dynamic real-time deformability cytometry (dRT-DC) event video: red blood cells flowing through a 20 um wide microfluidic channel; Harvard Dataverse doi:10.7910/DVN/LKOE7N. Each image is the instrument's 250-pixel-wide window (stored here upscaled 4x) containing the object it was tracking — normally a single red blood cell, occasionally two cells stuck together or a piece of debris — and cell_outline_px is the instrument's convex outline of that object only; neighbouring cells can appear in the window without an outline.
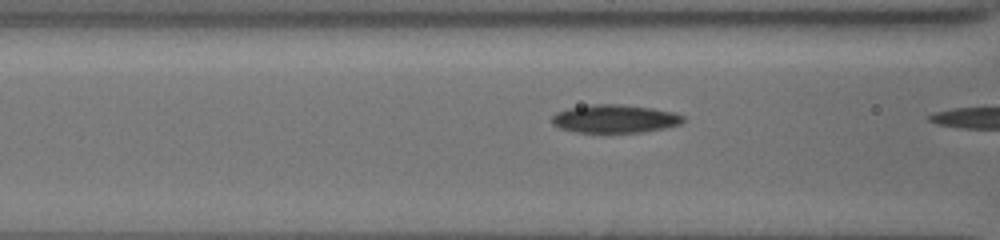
{"species": "common noctule bat (a hibernating species)", "species_latin": "Nyctalus noctula", "temperature_condition": "cold", "stored_images_in_passage": 17, "camera_frame_rate_fps": 3000, "um_per_image_px": 0.085, "animal": {"sex": "female", "body_mass_g": 19.5, "forearm_length_mm": 54.1}, "frame": {"image": 1, "passage_image": 16, "time_ms": 5.0, "image_size_px": [1000, 240], "cell_outline_px": [[684, 120], [680, 124], [664, 128], [644, 132], [576, 132], [560, 128], [552, 124], [552, 116], [556, 112], [568, 108], [592, 104], [620, 104], [652, 108], [672, 112], [684, 116]], "centroid_in_image_um": [52.24, 10.09], "position_along_channel_um": 114.4, "area_um2": 21.5}}